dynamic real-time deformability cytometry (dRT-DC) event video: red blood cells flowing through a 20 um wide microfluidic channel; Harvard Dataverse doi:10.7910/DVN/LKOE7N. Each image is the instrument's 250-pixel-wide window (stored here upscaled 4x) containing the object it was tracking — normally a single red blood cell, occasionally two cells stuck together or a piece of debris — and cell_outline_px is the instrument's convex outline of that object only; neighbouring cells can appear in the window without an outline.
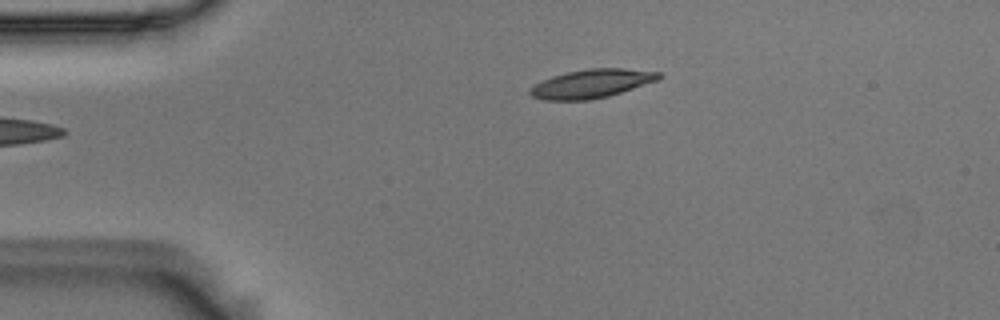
{"species": "Egyptian fruit bat (a non-hibernating species)", "species_latin": "Rousettus aegyptiacus", "temperature_condition": "room temperature", "stored_images_in_passage": 5, "camera_frame_rate_fps": 3000, "um_per_image_px": 0.085, "animal": {"sex": "male"}, "frame": {"image": 1, "passage_image": 5, "time_ms": 1.333, "image_size_px": [1000, 320], "cell_outline_px": [[664, 76], [660, 80], [608, 96], [588, 100], [544, 100], [532, 96], [528, 92], [536, 84], [552, 76], [568, 72], [588, 68], [624, 68], [660, 72]], "centroid_in_image_um": [50.35, 7.1], "position_along_channel_um": 34.6, "area_um2": 21.44}}